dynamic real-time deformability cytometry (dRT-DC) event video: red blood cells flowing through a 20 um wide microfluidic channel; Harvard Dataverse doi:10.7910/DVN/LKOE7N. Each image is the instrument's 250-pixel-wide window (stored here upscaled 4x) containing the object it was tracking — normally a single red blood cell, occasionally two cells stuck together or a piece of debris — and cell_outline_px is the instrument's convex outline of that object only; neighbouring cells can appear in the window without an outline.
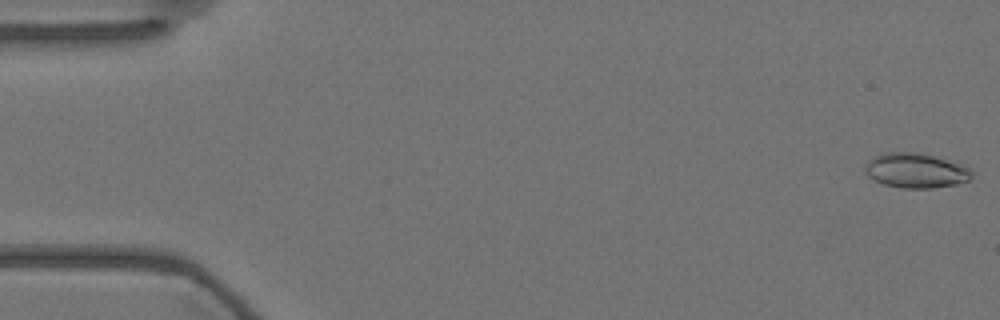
{"species": "Egyptian fruit bat (a non-hibernating species)", "species_latin": "Rousettus aegyptiacus", "temperature_condition": "warm", "stored_images_in_passage": 57, "camera_frame_rate_fps": 3000, "um_per_image_px": 0.085, "animal": {"sex": "female"}, "frame": {"image": 1, "passage_image": 1, "time_ms": 0.0, "image_size_px": [1000, 320], "cell_outline_px": [[972, 176], [968, 180], [952, 184], [932, 188], [900, 188], [884, 184], [868, 176], [864, 172], [864, 168], [868, 160], [872, 156], [884, 152], [916, 152], [932, 156], [960, 164], [968, 168], [972, 172]], "centroid_in_image_um": [77.76, 14.49], "position_along_channel_um": 7.2, "area_um2": 21.39}}
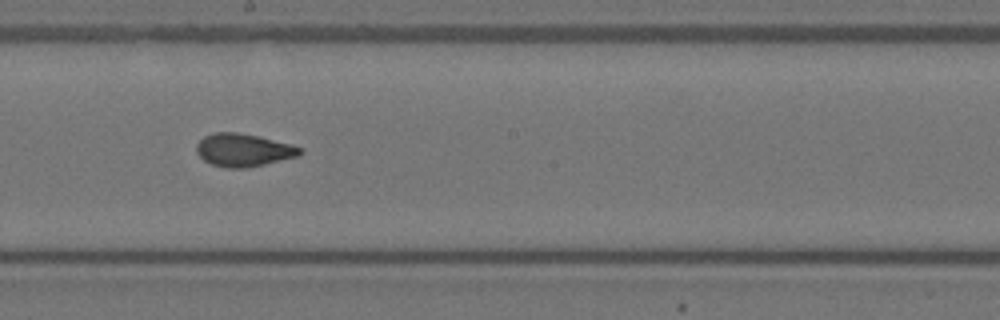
{"frame": {"image": 2, "passage_image": 31, "time_ms": 10.0, "image_size_px": [1000, 320], "cell_outline_px": [[304, 152], [300, 156], [248, 168], [228, 168], [212, 164], [204, 160], [196, 152], [196, 144], [204, 136], [212, 132], [236, 132], [256, 136], [292, 144], [304, 148]], "centroid_in_image_um": [20.72, 12.76], "position_along_channel_um": 227.5, "area_um2": 20.0}}
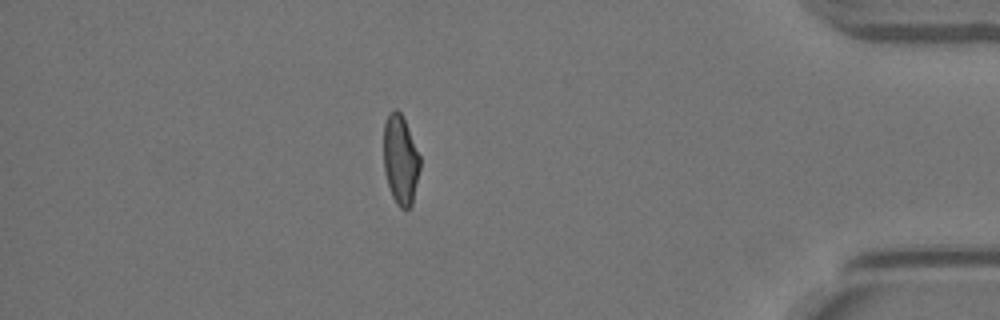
{"frame": {"image": 3, "passage_image": 49, "time_ms": 16.0, "image_size_px": [1000, 320], "cell_outline_px": [[420, 168], [412, 204], [408, 208], [400, 208], [396, 204], [392, 196], [384, 172], [384, 124], [388, 112], [392, 108], [396, 108], [400, 112], [404, 120], [420, 156]], "centroid_in_image_um": [34.03, 13.57], "position_along_channel_um": 401.2, "area_um2": 18.9}}